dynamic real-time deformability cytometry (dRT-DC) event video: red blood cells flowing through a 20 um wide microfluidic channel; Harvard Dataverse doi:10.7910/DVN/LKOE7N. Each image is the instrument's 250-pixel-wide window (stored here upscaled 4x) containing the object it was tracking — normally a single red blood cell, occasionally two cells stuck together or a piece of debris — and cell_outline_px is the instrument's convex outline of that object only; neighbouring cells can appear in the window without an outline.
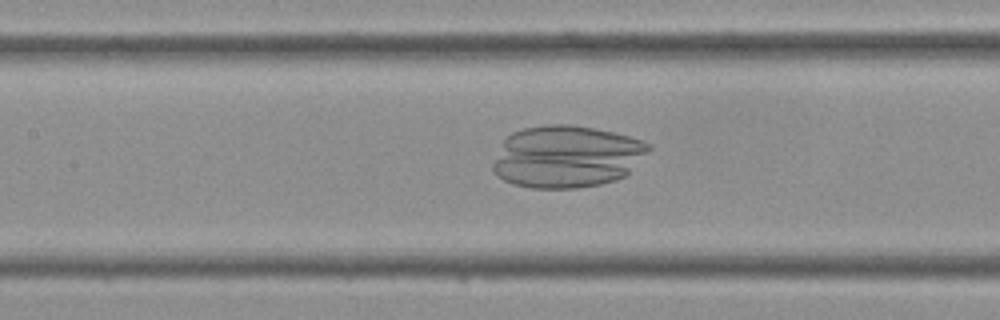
{"species": "Egyptian fruit bat (a non-hibernating species)", "species_latin": "Rousettus aegyptiacus", "temperature_condition": "cold", "stored_images_in_passage": 43, "camera_frame_rate_fps": 3000, "um_per_image_px": 0.085, "frame": {"image": 1, "passage_image": 19, "time_ms": 6.0, "image_size_px": [1000, 320], "cell_outline_px": [[652, 148], [624, 176], [616, 180], [600, 184], [576, 188], [532, 188], [512, 184], [504, 180], [492, 168], [492, 164], [504, 140], [512, 132], [524, 128], [544, 124], [568, 124], [592, 128], [612, 132], [628, 136], [652, 144]], "centroid_in_image_um": [48.16, 13.3], "position_along_channel_um": 159.2, "area_um2": 56.18}}
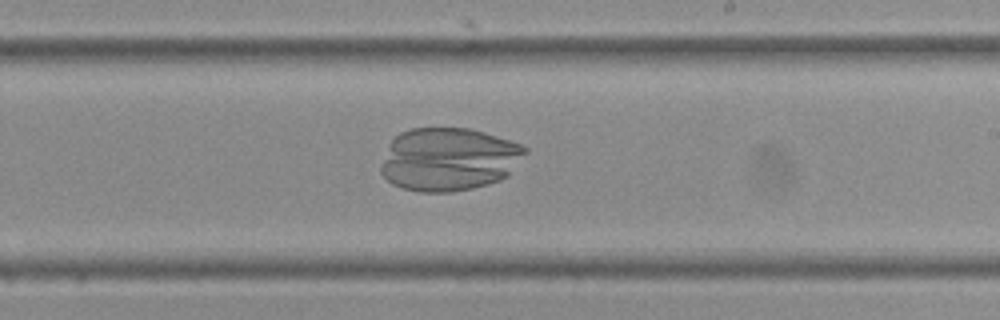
{"frame": {"image": 2, "passage_image": 25, "time_ms": 8.0, "image_size_px": [1000, 320], "cell_outline_px": [[528, 152], [508, 176], [500, 180], [488, 184], [472, 188], [452, 192], [420, 192], [404, 188], [392, 184], [380, 172], [380, 164], [388, 144], [400, 132], [412, 128], [468, 128], [484, 132], [520, 144], [528, 148]], "centroid_in_image_um": [38.14, 13.54], "position_along_channel_um": 250.9, "area_um2": 53.35}}
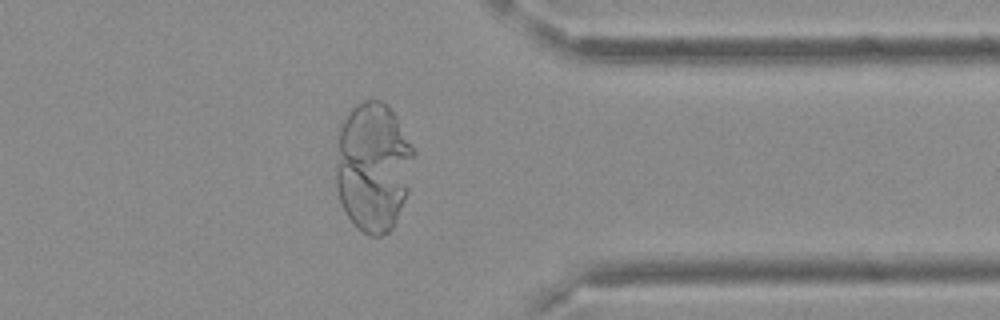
{"frame": {"image": 3, "passage_image": 34, "time_ms": 11.0, "image_size_px": [1000, 320], "cell_outline_px": [[416, 152], [408, 192], [392, 228], [388, 232], [380, 236], [368, 236], [356, 228], [348, 216], [340, 200], [336, 188], [336, 164], [340, 128], [348, 112], [356, 104], [364, 100], [380, 100], [388, 104], [396, 116]], "centroid_in_image_um": [31.73, 14.17], "position_along_channel_um": 379.7, "area_um2": 58.96}}